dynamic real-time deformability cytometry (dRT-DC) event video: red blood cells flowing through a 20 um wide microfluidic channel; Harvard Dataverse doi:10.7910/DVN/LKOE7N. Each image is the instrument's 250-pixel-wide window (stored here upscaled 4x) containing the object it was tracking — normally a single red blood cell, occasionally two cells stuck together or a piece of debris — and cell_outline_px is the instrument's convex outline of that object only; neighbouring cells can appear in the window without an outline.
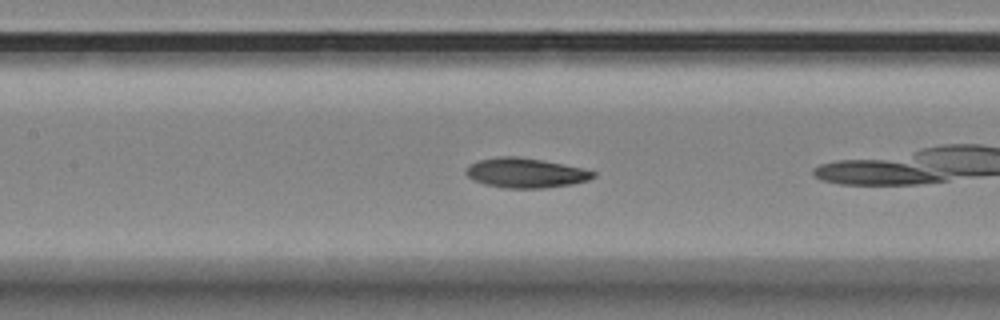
{"species": "Egyptian fruit bat (a non-hibernating species)", "species_latin": "Rousettus aegyptiacus", "temperature_condition": "room temperature", "stored_images_in_passage": 54, "camera_frame_rate_fps": 3000, "um_per_image_px": 0.085, "animal": {"sex": "female"}, "frame": {"image": 1, "passage_image": 24, "time_ms": 7.667, "image_size_px": [1000, 320], "cell_outline_px": [[596, 176], [588, 180], [572, 184], [544, 188], [504, 188], [484, 184], [472, 180], [464, 172], [476, 160], [500, 156], [516, 156], [564, 164], [584, 168], [596, 172]], "centroid_in_image_um": [44.68, 14.7], "position_along_channel_um": 162.7, "area_um2": 22.08}, "authors_computed_cell_mechanics": {"area_um2": 21.964, "velocity_mm_per_s": 3.455, "shape_relaxation_time_tau1_ms": 4.6668, "shape_relaxation_time_tau2_ms": 2.6792, "deformation_change_tau1": 0.1345, "deformation_change_tau2": 0.0644}}